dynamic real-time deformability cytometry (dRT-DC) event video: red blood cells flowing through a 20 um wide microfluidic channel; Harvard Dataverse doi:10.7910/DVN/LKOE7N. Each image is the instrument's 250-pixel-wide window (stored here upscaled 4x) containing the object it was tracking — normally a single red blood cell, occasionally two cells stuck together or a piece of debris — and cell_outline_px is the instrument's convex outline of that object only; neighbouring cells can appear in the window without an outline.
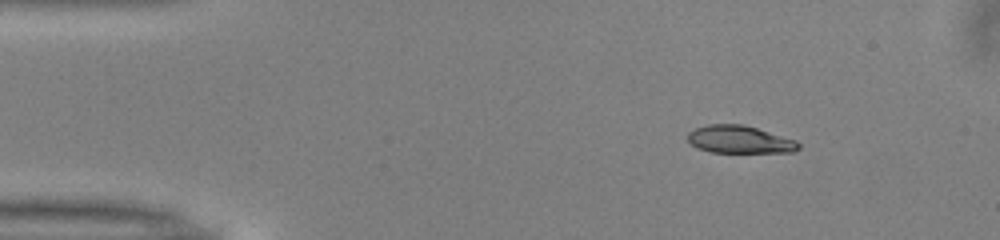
{"species": "common noctule bat (a hibernating species)", "species_latin": "Nyctalus noctula", "temperature_condition": "warm", "stored_images_in_passage": 45, "camera_frame_rate_fps": 3000, "um_per_image_px": 0.085, "animal": {"sex": "male", "body_mass_g": 13.0, "forearm_length_mm": 53.1}, "frame": {"image": 1, "passage_image": 1, "time_ms": 0.0, "image_size_px": [1000, 240], "cell_outline_px": [[800, 148], [792, 152], [708, 152], [696, 148], [688, 140], [688, 132], [696, 128], [708, 124], [744, 124], [796, 140], [800, 144]], "centroid_in_image_um": [62.86, 11.86], "position_along_channel_um": 22.1, "area_um2": 17.86}}
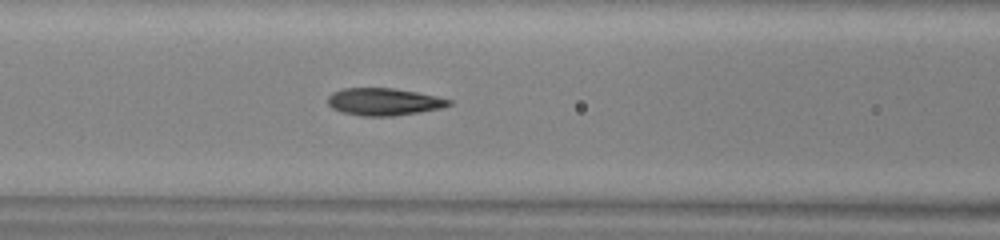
{"frame": {"image": 2, "passage_image": 15, "time_ms": 4.667, "image_size_px": [1000, 240], "cell_outline_px": [[452, 104], [440, 108], [392, 116], [364, 116], [344, 112], [332, 108], [328, 104], [328, 96], [332, 92], [344, 88], [392, 88], [416, 92], [436, 96], [452, 100]], "centroid_in_image_um": [32.61, 8.64], "position_along_channel_um": 134.0, "area_um2": 19.02}}
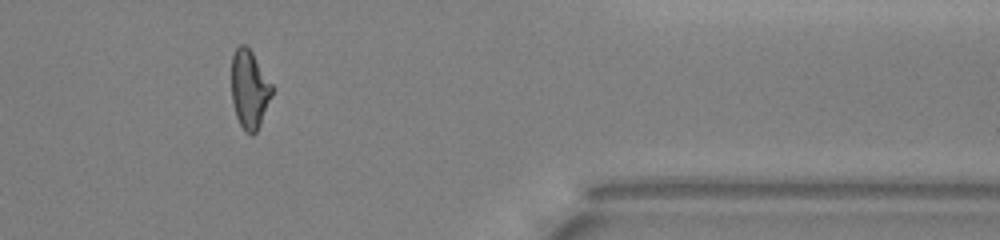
{"frame": {"image": 3, "passage_image": 36, "time_ms": 11.667, "image_size_px": [1000, 240], "cell_outline_px": [[276, 88], [260, 124], [256, 132], [252, 136], [244, 132], [236, 116], [232, 100], [232, 56], [236, 48], [240, 44], [244, 44], [252, 52]], "centroid_in_image_um": [21.24, 7.61], "position_along_channel_um": 390.2, "area_um2": 18.84}, "authors_computed_cell_mechanics": {"area_um2": 19.074, "velocity_mm_per_s": 4.0347, "shape_relaxation_time_tau1_ms": 5.8584, "shape_relaxation_time_tau2_ms": 1.6739, "deformation_change_tau1": 0.1966, "deformation_change_tau2": 0.0931}}